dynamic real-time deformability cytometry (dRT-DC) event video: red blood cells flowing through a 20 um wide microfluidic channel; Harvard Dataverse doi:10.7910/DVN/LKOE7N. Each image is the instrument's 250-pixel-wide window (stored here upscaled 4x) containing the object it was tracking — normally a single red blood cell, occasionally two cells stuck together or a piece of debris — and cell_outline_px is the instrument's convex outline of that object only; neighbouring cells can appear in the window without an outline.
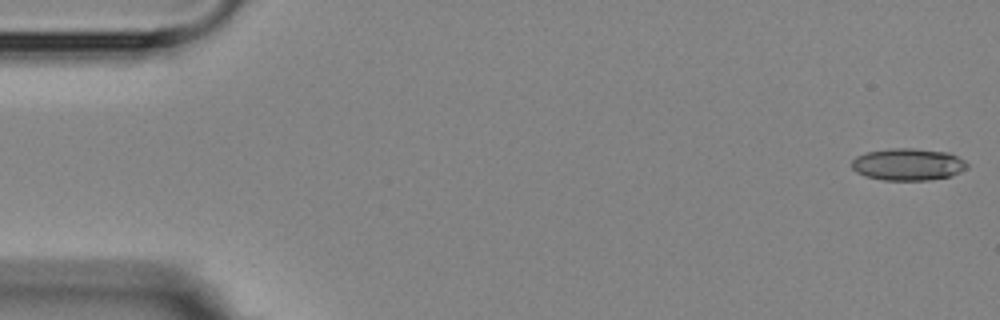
{"species": "Egyptian fruit bat (a non-hibernating species)", "species_latin": "Rousettus aegyptiacus", "temperature_condition": "room temperature", "stored_images_in_passage": 5, "camera_frame_rate_fps": 3000, "um_per_image_px": 0.085, "animal": {"sex": "female"}, "frame": {"image": 1, "passage_image": 1, "time_ms": 0.0, "image_size_px": [1000, 320], "cell_outline_px": [[968, 168], [952, 176], [928, 180], [884, 180], [864, 176], [856, 172], [852, 168], [852, 160], [856, 156], [868, 152], [888, 148], [912, 148], [948, 152], [964, 160], [968, 164]], "centroid_in_image_um": [77.18, 13.97], "position_along_channel_um": 7.8, "area_um2": 21.68}}
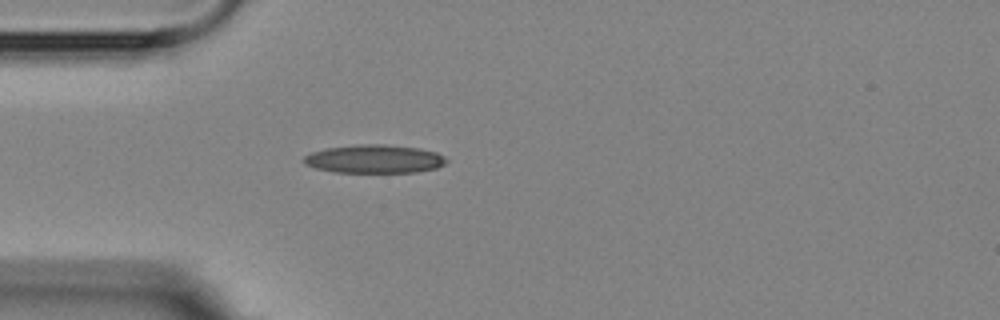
{"frame": {"image": 2, "passage_image": 5, "time_ms": 4.667, "image_size_px": [1000, 320], "cell_outline_px": [[448, 160], [444, 164], [436, 168], [416, 172], [336, 172], [316, 168], [304, 164], [300, 160], [308, 152], [324, 148], [356, 144], [384, 144], [420, 148], [436, 152], [444, 156]], "centroid_in_image_um": [31.77, 13.5], "position_along_channel_um": 53.2, "area_um2": 23.87}}